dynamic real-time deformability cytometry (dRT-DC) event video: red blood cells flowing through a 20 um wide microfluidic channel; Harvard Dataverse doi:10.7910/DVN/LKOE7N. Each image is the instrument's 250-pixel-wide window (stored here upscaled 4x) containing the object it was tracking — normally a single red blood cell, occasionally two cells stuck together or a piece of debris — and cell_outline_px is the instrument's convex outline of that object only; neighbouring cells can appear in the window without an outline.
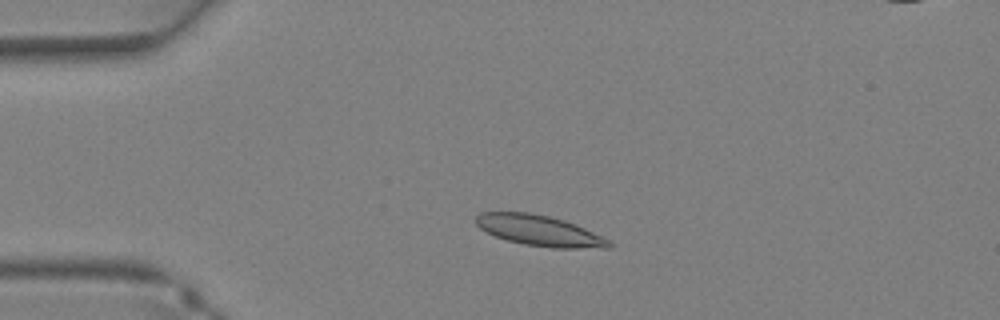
{"species": "Egyptian fruit bat (a non-hibernating species)", "species_latin": "Rousettus aegyptiacus", "temperature_condition": "warm", "stored_images_in_passage": 30, "camera_frame_rate_fps": 3000, "um_per_image_px": 0.085, "animal": {"sex": "female"}, "frame": {"image": 1, "passage_image": 1, "time_ms": 0.0, "image_size_px": [1000, 320], "cell_outline_px": [[616, 244], [612, 248], [552, 248], [524, 244], [508, 240], [496, 236], [480, 228], [476, 224], [476, 216], [480, 212], [528, 212], [548, 216], [564, 220], [584, 228]], "centroid_in_image_um": [45.87, 19.61], "position_along_channel_um": 39.1, "area_um2": 23.58}}
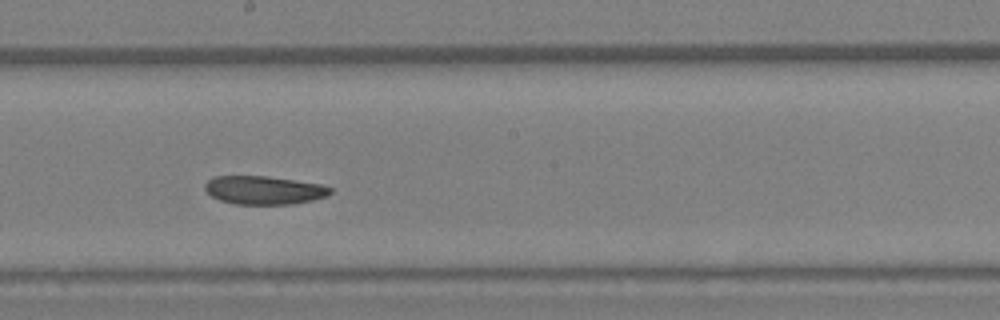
{"frame": {"image": 2, "passage_image": 13, "time_ms": 4.0, "image_size_px": [1000, 320], "cell_outline_px": [[332, 192], [324, 196], [312, 200], [292, 204], [236, 204], [220, 200], [212, 196], [204, 188], [204, 184], [212, 176], [268, 176], [320, 184], [332, 188]], "centroid_in_image_um": [22.41, 16.15], "position_along_channel_um": 225.8, "area_um2": 20.63}}
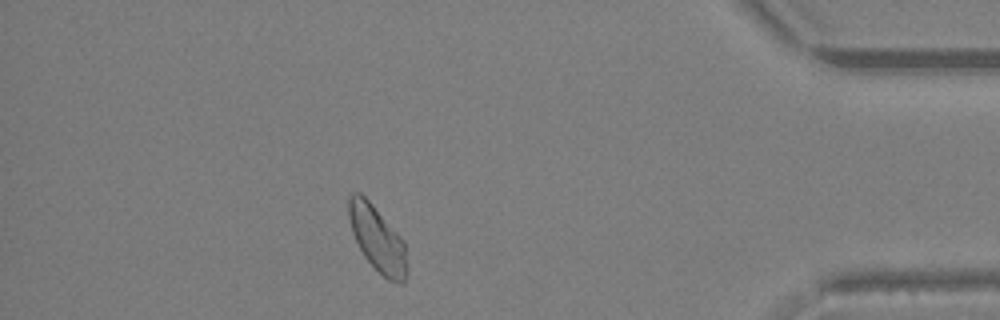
{"frame": {"image": 3, "passage_image": 25, "time_ms": 8.0, "image_size_px": [1000, 320], "cell_outline_px": [[404, 284], [400, 284], [388, 280], [364, 256], [352, 232], [348, 220], [348, 196], [352, 192], [360, 192], [372, 204], [404, 240]], "centroid_in_image_um": [32.02, 20.24], "position_along_channel_um": 403.2, "area_um2": 21.62}}